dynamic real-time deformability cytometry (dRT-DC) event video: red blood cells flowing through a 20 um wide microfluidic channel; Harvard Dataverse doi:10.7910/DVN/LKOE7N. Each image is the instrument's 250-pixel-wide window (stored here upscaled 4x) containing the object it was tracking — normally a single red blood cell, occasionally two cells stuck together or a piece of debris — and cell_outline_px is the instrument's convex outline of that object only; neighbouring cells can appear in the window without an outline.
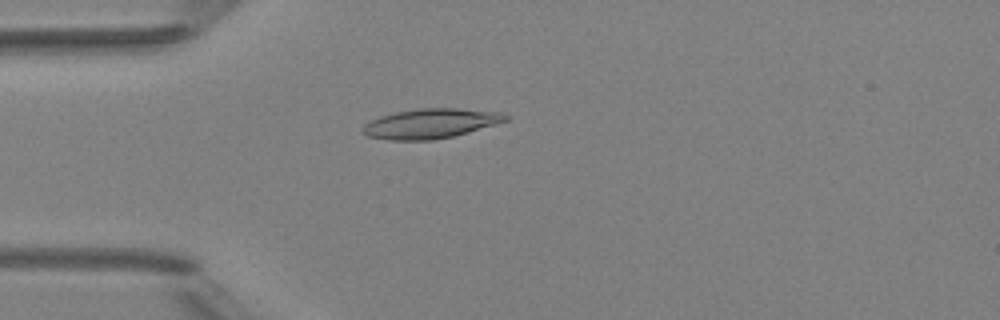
{"species": "Egyptian fruit bat (a non-hibernating species)", "species_latin": "Rousettus aegyptiacus", "temperature_condition": "room temperature", "stored_images_in_passage": 2, "camera_frame_rate_fps": 3000, "um_per_image_px": 0.085, "animal": {"sex": "female"}, "frame": {"image": 1, "passage_image": 2, "time_ms": 1.333, "image_size_px": [1000, 320], "cell_outline_px": [[508, 120], [496, 124], [468, 132], [452, 136], [432, 140], [388, 140], [368, 136], [360, 132], [364, 124], [380, 116], [396, 112], [420, 108], [456, 108], [500, 112], [508, 116]], "centroid_in_image_um": [36.57, 10.5], "position_along_channel_um": 48.4, "area_um2": 24.62}}